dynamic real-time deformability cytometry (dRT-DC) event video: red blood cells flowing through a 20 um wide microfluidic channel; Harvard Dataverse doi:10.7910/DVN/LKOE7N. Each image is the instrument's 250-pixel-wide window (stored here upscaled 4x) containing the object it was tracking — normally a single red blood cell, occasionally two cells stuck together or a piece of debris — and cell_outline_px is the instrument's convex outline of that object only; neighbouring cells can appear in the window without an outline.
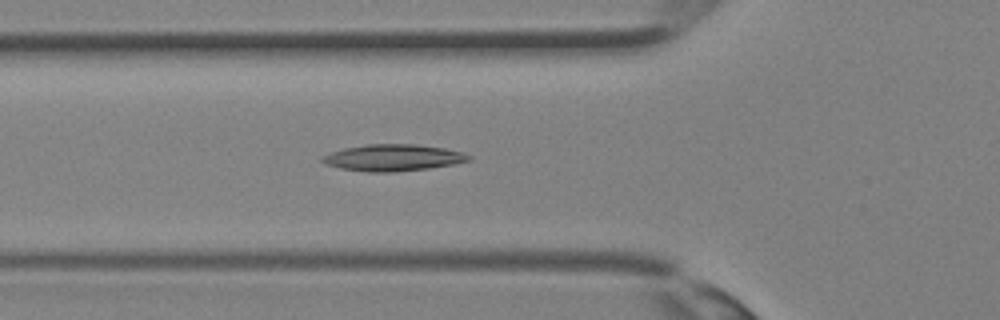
{"species": "Egyptian fruit bat (a non-hibernating species)", "species_latin": "Rousettus aegyptiacus", "temperature_condition": "room temperature", "stored_images_in_passage": 23, "camera_frame_rate_fps": 3000, "um_per_image_px": 0.085, "animal": {"sex": "female"}, "frame": {"image": 1, "passage_image": 5, "time_ms": 1.333, "image_size_px": [1000, 320], "cell_outline_px": [[472, 160], [452, 164], [428, 168], [392, 172], [368, 172], [340, 168], [324, 164], [320, 160], [320, 156], [328, 152], [344, 148], [368, 144], [416, 144], [444, 148], [460, 152], [472, 156]], "centroid_in_image_um": [33.34, 13.4], "position_along_channel_um": 92.5, "area_um2": 22.77}}
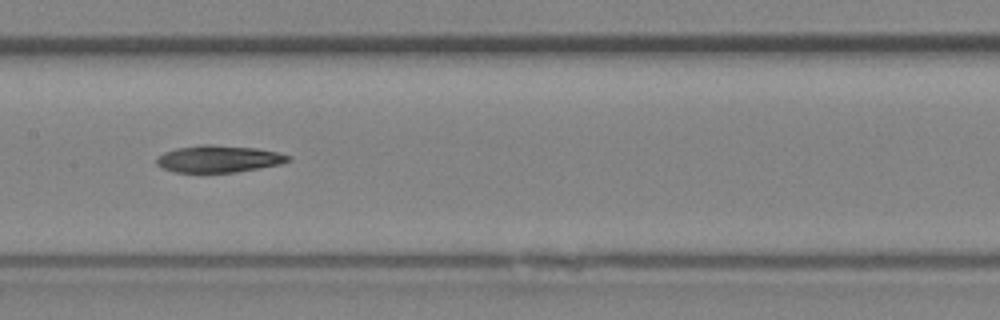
{"frame": {"image": 2, "passage_image": 10, "time_ms": 3.0, "image_size_px": [1000, 320], "cell_outline_px": [[292, 160], [280, 164], [260, 168], [236, 172], [172, 172], [156, 164], [156, 160], [164, 152], [176, 148], [200, 144], [212, 144], [256, 148], [276, 152], [292, 156]], "centroid_in_image_um": [18.6, 13.5], "position_along_channel_um": 188.8, "area_um2": 20.75}}
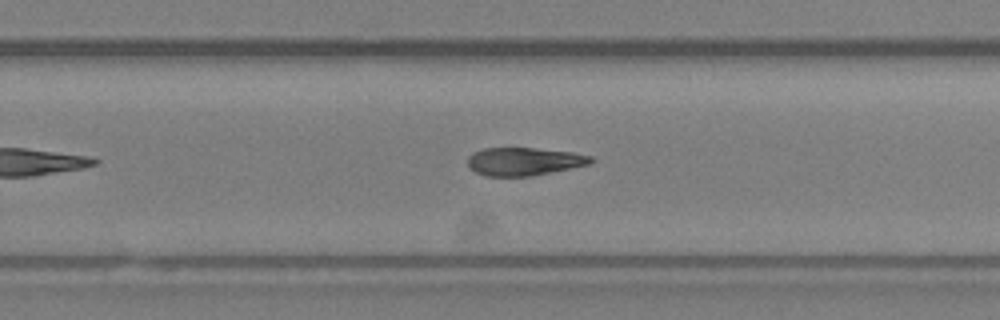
{"frame": {"image": 3, "passage_image": 15, "time_ms": 4.667, "image_size_px": [1000, 320], "cell_outline_px": [[592, 164], [532, 176], [488, 176], [476, 172], [468, 164], [468, 156], [472, 152], [484, 148], [536, 148], [572, 152], [592, 156]], "centroid_in_image_um": [44.56, 13.72], "position_along_channel_um": 285.2, "area_um2": 20.11}}